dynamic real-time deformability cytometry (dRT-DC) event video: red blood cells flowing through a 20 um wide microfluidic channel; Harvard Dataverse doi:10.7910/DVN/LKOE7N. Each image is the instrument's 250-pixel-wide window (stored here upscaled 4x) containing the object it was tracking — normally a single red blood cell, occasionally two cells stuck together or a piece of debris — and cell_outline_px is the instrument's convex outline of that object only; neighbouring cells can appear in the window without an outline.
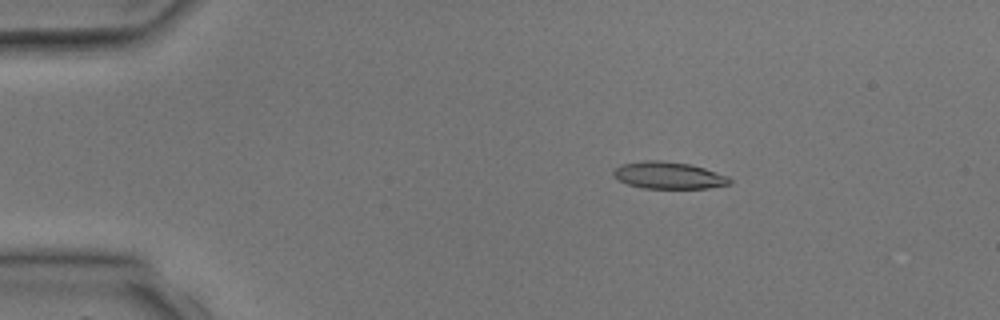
{"species": "common noctule bat (a hibernating species)", "species_latin": "Nyctalus noctula", "temperature_condition": "room temperature", "stored_images_in_passage": 2, "camera_frame_rate_fps": 3000, "um_per_image_px": 0.085, "animal": {"sex": "male", "body_mass_g": 17.9, "forearm_length_mm": 54.2}, "frame": {"image": 1, "passage_image": 1, "time_ms": 0.0, "image_size_px": [1000, 320], "cell_outline_px": [[732, 184], [708, 188], [644, 188], [628, 184], [612, 176], [612, 168], [620, 164], [644, 160], [660, 160], [692, 164], [728, 176], [732, 180]], "centroid_in_image_um": [56.81, 14.89], "position_along_channel_um": 28.2, "area_um2": 18.5}}